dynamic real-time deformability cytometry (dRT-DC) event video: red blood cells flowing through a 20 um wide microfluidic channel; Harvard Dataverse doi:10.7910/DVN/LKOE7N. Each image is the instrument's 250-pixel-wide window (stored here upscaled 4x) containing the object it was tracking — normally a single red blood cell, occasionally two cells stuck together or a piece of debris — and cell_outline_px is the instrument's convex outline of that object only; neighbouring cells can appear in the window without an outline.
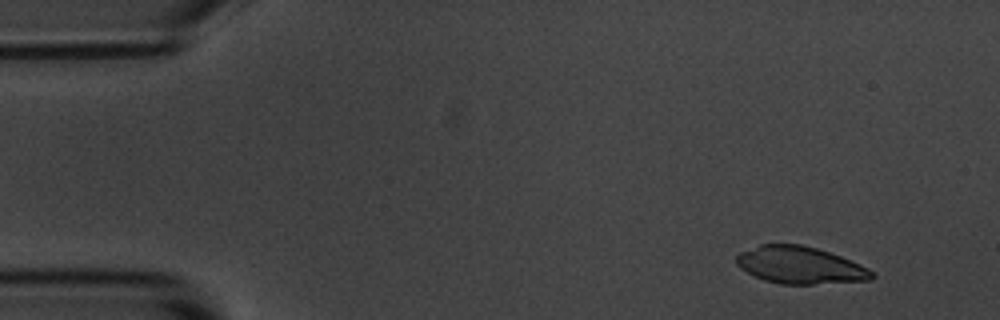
{"species": "common noctule bat (a hibernating species)", "species_latin": "Nyctalus noctula", "temperature_condition": "room temperature", "stored_images_in_passage": 4, "camera_frame_rate_fps": 3000, "um_per_image_px": 0.085, "animal": {"sex": "male", "body_mass_g": 20.1, "forearm_length_mm": 53.5}, "frame": {"image": 1, "passage_image": 1, "time_ms": 0.0, "image_size_px": [1000, 320], "cell_outline_px": [[876, 276], [872, 280], [812, 284], [780, 284], [764, 280], [740, 268], [736, 264], [736, 256], [740, 252], [760, 244], [800, 244], [816, 248], [840, 256], [860, 264], [868, 268]], "centroid_in_image_um": [68.0, 22.54], "position_along_channel_um": 17.0, "area_um2": 29.25}}